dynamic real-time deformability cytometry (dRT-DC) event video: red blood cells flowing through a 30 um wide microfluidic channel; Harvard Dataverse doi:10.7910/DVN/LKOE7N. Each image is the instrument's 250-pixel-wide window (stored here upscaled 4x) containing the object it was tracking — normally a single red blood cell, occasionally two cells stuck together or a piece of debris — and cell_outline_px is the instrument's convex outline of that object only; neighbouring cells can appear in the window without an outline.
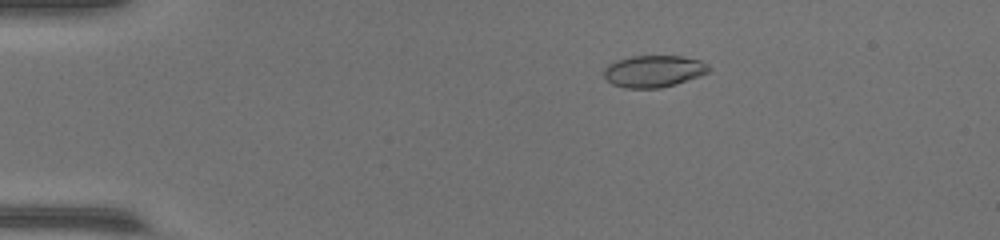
{"species": "common noctule bat (a hibernating species)", "species_latin": "Nyctalus noctula", "temperature_condition": "warm", "stored_images_in_passage": 21, "camera_frame_rate_fps": 3000, "um_per_image_px": 0.085, "animal": {"sex": "female", "body_mass_g": 17.0, "forearm_length_mm": 48.0}, "frame": {"image": 1, "passage_image": 7, "time_ms": 2.0, "image_size_px": [1000, 240], "cell_outline_px": [[712, 68], [708, 72], [700, 76], [676, 84], [660, 88], [624, 88], [612, 84], [604, 76], [604, 68], [608, 64], [616, 60], [632, 56], [680, 56], [700, 60], [708, 64]], "centroid_in_image_um": [55.57, 6.05], "position_along_channel_um": 29.4, "area_um2": 19.59}}
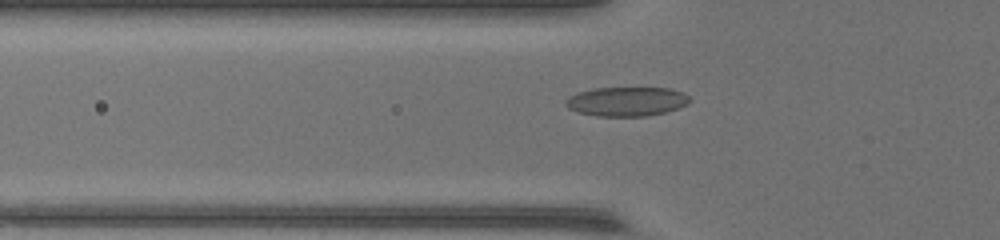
{"frame": {"image": 2, "passage_image": 16, "time_ms": 5.0, "image_size_px": [1000, 240], "cell_outline_px": [[692, 100], [688, 104], [664, 112], [644, 116], [596, 116], [580, 112], [568, 108], [564, 104], [564, 100], [568, 96], [576, 92], [592, 88], [668, 88], [684, 92]], "centroid_in_image_um": [53.23, 8.61], "position_along_channel_um": 72.6, "area_um2": 21.21}}
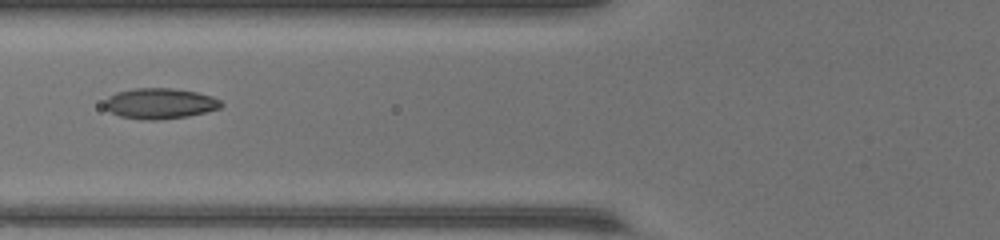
{"frame": {"image": 3, "passage_image": 19, "time_ms": 6.0, "image_size_px": [1000, 240], "cell_outline_px": [[224, 104], [220, 108], [188, 116], [156, 120], [148, 120], [120, 116], [104, 108], [104, 100], [108, 96], [116, 92], [132, 88], [172, 88], [196, 92], [212, 96], [220, 100]], "centroid_in_image_um": [13.57, 8.78], "position_along_channel_um": 112.2, "area_um2": 20.81}}